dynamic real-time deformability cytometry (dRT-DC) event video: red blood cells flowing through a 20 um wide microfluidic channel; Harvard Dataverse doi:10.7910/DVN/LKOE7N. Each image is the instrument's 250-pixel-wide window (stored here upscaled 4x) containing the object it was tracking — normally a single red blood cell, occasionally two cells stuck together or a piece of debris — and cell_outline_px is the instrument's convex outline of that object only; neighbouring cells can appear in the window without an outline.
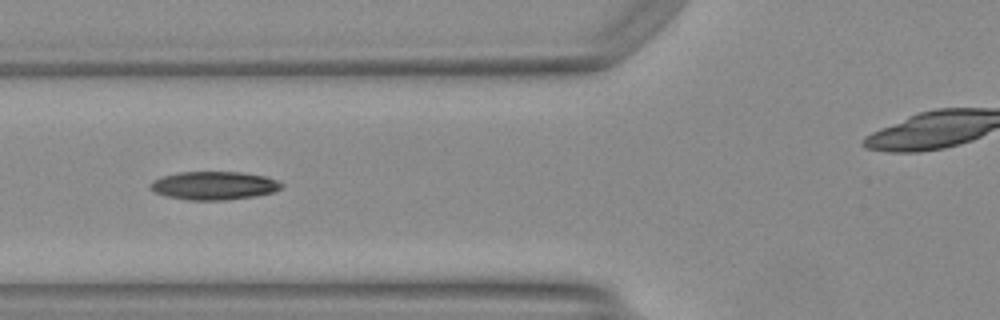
{"species": "Egyptian fruit bat (a non-hibernating species)", "species_latin": "Rousettus aegyptiacus", "temperature_condition": "warm", "stored_images_in_passage": 44, "camera_frame_rate_fps": 3000, "um_per_image_px": 0.085, "animal": {"sex": "female"}, "frame": {"image": 1, "passage_image": 13, "time_ms": 4.0, "image_size_px": [1000, 320], "cell_outline_px": [[284, 184], [280, 188], [272, 192], [252, 196], [224, 200], [188, 200], [168, 196], [156, 192], [152, 188], [152, 180], [160, 176], [176, 172], [240, 172], [264, 176], [276, 180]], "centroid_in_image_um": [18.17, 15.76], "position_along_channel_um": 107.6, "area_um2": 21.33}, "authors_computed_cell_mechanics": {"area_um2": 21.097, "velocity_mm_per_s": 4.1603, "shape_relaxation_time_tau1_ms": 8.6958, "shape_relaxation_time_tau2_ms": 6.7379, "deformation_change_tau1": 0.2252, "deformation_change_tau2": 0.1629}}